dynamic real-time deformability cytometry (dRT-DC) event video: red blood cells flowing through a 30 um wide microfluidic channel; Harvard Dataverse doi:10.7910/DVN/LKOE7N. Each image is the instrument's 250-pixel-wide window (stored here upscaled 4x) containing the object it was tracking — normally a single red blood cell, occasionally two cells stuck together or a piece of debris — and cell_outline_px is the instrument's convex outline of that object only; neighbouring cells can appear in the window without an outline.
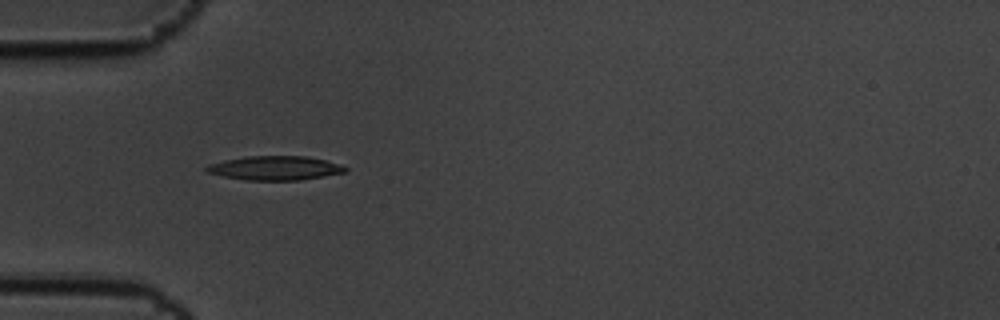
{"species": "common noctule bat (a hibernating species)", "species_latin": "Nyctalus noctula", "temperature_condition": "cold", "stored_images_in_passage": 3, "camera_frame_rate_fps": 3000, "um_per_image_px": 0.085, "animal": {"sex": "male", "body_mass_g": 19.5, "forearm_length_mm": 54.6}, "frame": {"image": 1, "passage_image": 2, "time_ms": 0.333, "image_size_px": [1000, 320], "cell_outline_px": [[348, 168], [344, 172], [324, 176], [300, 180], [244, 180], [224, 176], [208, 172], [204, 168], [208, 164], [224, 160], [248, 156], [304, 156], [324, 160]], "centroid_in_image_um": [23.33, 14.28], "position_along_channel_um": 61.7, "area_um2": 19.19}}
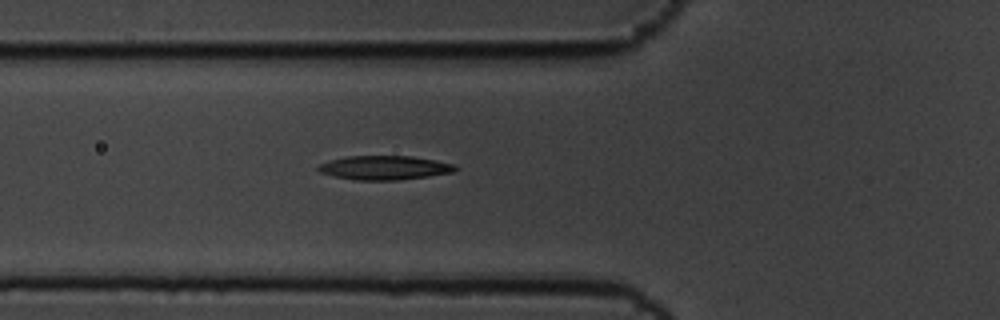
{"frame": {"image": 2, "passage_image": 3, "time_ms": 0.667, "image_size_px": [1000, 320], "cell_outline_px": [[456, 168], [452, 172], [428, 176], [400, 180], [356, 180], [332, 176], [320, 172], [316, 168], [320, 164], [332, 160], [348, 156], [412, 156], [452, 164]], "centroid_in_image_um": [32.62, 14.26], "position_along_channel_um": 93.2, "area_um2": 18.9}}